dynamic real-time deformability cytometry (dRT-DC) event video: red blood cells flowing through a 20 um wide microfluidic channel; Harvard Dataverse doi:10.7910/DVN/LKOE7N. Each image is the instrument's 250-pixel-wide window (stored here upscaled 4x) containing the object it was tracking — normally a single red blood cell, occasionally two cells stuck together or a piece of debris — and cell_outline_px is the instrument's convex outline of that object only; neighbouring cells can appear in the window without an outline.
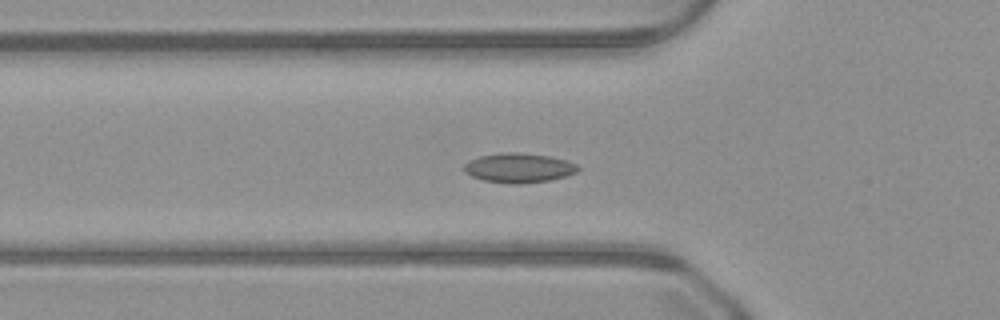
{"species": "common noctule bat (a hibernating species)", "species_latin": "Nyctalus noctula", "temperature_condition": "warm", "stored_images_in_passage": 51, "segment_of_instrument_passage": [1, 2], "camera_frame_rate_fps": 3000, "um_per_image_px": 0.085, "animal": {"sex": "male", "body_mass_g": 23.1, "forearm_length_mm": 52.7}, "frame": {"image": 1, "passage_image": 17, "time_ms": 5.333, "image_size_px": [1000, 320], "cell_outline_px": [[580, 168], [576, 172], [564, 176], [548, 180], [520, 184], [512, 184], [484, 180], [472, 176], [464, 172], [464, 164], [468, 160], [480, 156], [500, 152], [520, 152], [548, 156], [564, 160], [576, 164]], "centroid_in_image_um": [44.05, 14.26], "position_along_channel_um": 81.7, "area_um2": 19.48}}
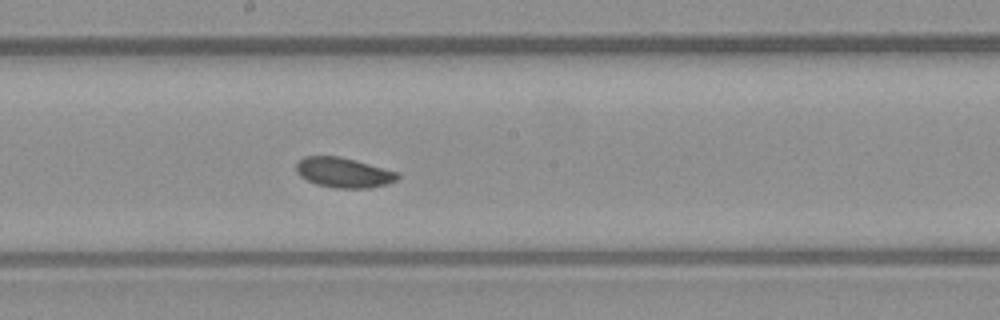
{"frame": {"image": 2, "passage_image": 27, "time_ms": 8.667, "image_size_px": [1000, 320], "cell_outline_px": [[400, 176], [396, 180], [384, 184], [368, 188], [336, 188], [316, 184], [300, 176], [296, 172], [296, 164], [304, 156], [340, 156], [356, 160], [400, 172]], "centroid_in_image_um": [29.21, 14.66], "position_along_channel_um": 219.0, "area_um2": 17.74}}
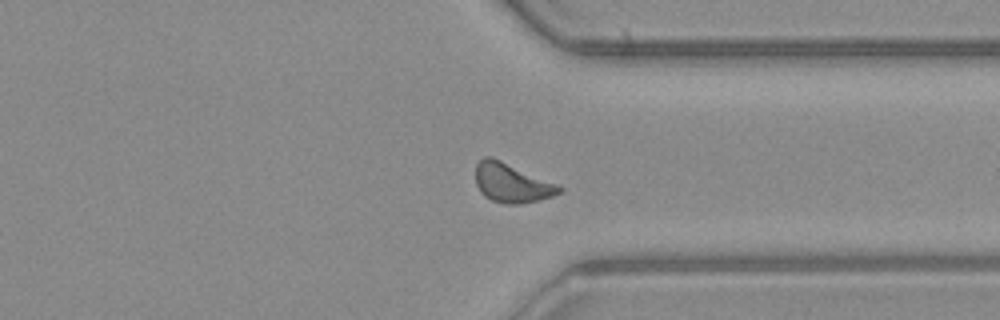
{"frame": {"image": 3, "passage_image": 38, "time_ms": 12.333, "image_size_px": [1000, 320], "cell_outline_px": [[564, 192], [552, 196], [536, 200], [516, 204], [508, 204], [492, 200], [484, 196], [480, 192], [476, 184], [476, 164], [484, 156], [492, 156], [556, 184], [564, 188]], "centroid_in_image_um": [43.48, 15.54], "position_along_channel_um": 367.9, "area_um2": 18.9}}